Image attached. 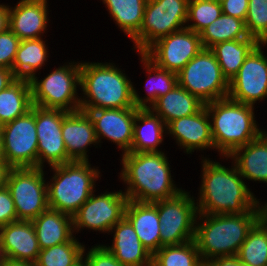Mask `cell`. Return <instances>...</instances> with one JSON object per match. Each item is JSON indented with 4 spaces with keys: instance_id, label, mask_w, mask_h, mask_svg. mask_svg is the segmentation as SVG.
I'll return each instance as SVG.
<instances>
[{
    "instance_id": "1",
    "label": "cell",
    "mask_w": 267,
    "mask_h": 266,
    "mask_svg": "<svg viewBox=\"0 0 267 266\" xmlns=\"http://www.w3.org/2000/svg\"><path fill=\"white\" fill-rule=\"evenodd\" d=\"M203 158L199 198L195 200L198 214H242L263 210L260 199L245 184L233 161V166L226 168L220 162Z\"/></svg>"
},
{
    "instance_id": "2",
    "label": "cell",
    "mask_w": 267,
    "mask_h": 266,
    "mask_svg": "<svg viewBox=\"0 0 267 266\" xmlns=\"http://www.w3.org/2000/svg\"><path fill=\"white\" fill-rule=\"evenodd\" d=\"M120 180L125 185L128 200L156 202L169 199L183 191L178 188L165 152L132 153L121 155Z\"/></svg>"
},
{
    "instance_id": "3",
    "label": "cell",
    "mask_w": 267,
    "mask_h": 266,
    "mask_svg": "<svg viewBox=\"0 0 267 266\" xmlns=\"http://www.w3.org/2000/svg\"><path fill=\"white\" fill-rule=\"evenodd\" d=\"M263 210L242 214H198L194 241L203 263L218 257L237 256L242 243Z\"/></svg>"
},
{
    "instance_id": "4",
    "label": "cell",
    "mask_w": 267,
    "mask_h": 266,
    "mask_svg": "<svg viewBox=\"0 0 267 266\" xmlns=\"http://www.w3.org/2000/svg\"><path fill=\"white\" fill-rule=\"evenodd\" d=\"M114 63H80V110L136 108L133 83Z\"/></svg>"
},
{
    "instance_id": "5",
    "label": "cell",
    "mask_w": 267,
    "mask_h": 266,
    "mask_svg": "<svg viewBox=\"0 0 267 266\" xmlns=\"http://www.w3.org/2000/svg\"><path fill=\"white\" fill-rule=\"evenodd\" d=\"M211 122L215 151L229 156L235 149L258 138L265 130L258 127L254 107L230 98L205 104Z\"/></svg>"
},
{
    "instance_id": "6",
    "label": "cell",
    "mask_w": 267,
    "mask_h": 266,
    "mask_svg": "<svg viewBox=\"0 0 267 266\" xmlns=\"http://www.w3.org/2000/svg\"><path fill=\"white\" fill-rule=\"evenodd\" d=\"M50 168L54 174L47 182L48 207L73 216L97 191L96 181L101 177L99 167H91L89 161H73Z\"/></svg>"
},
{
    "instance_id": "7",
    "label": "cell",
    "mask_w": 267,
    "mask_h": 266,
    "mask_svg": "<svg viewBox=\"0 0 267 266\" xmlns=\"http://www.w3.org/2000/svg\"><path fill=\"white\" fill-rule=\"evenodd\" d=\"M38 78L34 75L30 79L33 105L66 112L80 110V62L64 63L43 80Z\"/></svg>"
},
{
    "instance_id": "8",
    "label": "cell",
    "mask_w": 267,
    "mask_h": 266,
    "mask_svg": "<svg viewBox=\"0 0 267 266\" xmlns=\"http://www.w3.org/2000/svg\"><path fill=\"white\" fill-rule=\"evenodd\" d=\"M189 0H148L133 48L144 53L157 40L186 28Z\"/></svg>"
},
{
    "instance_id": "9",
    "label": "cell",
    "mask_w": 267,
    "mask_h": 266,
    "mask_svg": "<svg viewBox=\"0 0 267 266\" xmlns=\"http://www.w3.org/2000/svg\"><path fill=\"white\" fill-rule=\"evenodd\" d=\"M178 84L203 103L227 98L229 82L223 76L214 53L203 48L177 73Z\"/></svg>"
},
{
    "instance_id": "10",
    "label": "cell",
    "mask_w": 267,
    "mask_h": 266,
    "mask_svg": "<svg viewBox=\"0 0 267 266\" xmlns=\"http://www.w3.org/2000/svg\"><path fill=\"white\" fill-rule=\"evenodd\" d=\"M44 168H9L5 185L13 198L17 221H32L48 207Z\"/></svg>"
},
{
    "instance_id": "11",
    "label": "cell",
    "mask_w": 267,
    "mask_h": 266,
    "mask_svg": "<svg viewBox=\"0 0 267 266\" xmlns=\"http://www.w3.org/2000/svg\"><path fill=\"white\" fill-rule=\"evenodd\" d=\"M161 248L194 240L198 208L190 192L157 201Z\"/></svg>"
},
{
    "instance_id": "12",
    "label": "cell",
    "mask_w": 267,
    "mask_h": 266,
    "mask_svg": "<svg viewBox=\"0 0 267 266\" xmlns=\"http://www.w3.org/2000/svg\"><path fill=\"white\" fill-rule=\"evenodd\" d=\"M4 142L3 162L9 168L38 167V139L35 105L25 115L1 126Z\"/></svg>"
},
{
    "instance_id": "13",
    "label": "cell",
    "mask_w": 267,
    "mask_h": 266,
    "mask_svg": "<svg viewBox=\"0 0 267 266\" xmlns=\"http://www.w3.org/2000/svg\"><path fill=\"white\" fill-rule=\"evenodd\" d=\"M95 192L72 216L75 235L84 228L109 234L111 228L125 216L128 197L122 190L105 191L98 195Z\"/></svg>"
},
{
    "instance_id": "14",
    "label": "cell",
    "mask_w": 267,
    "mask_h": 266,
    "mask_svg": "<svg viewBox=\"0 0 267 266\" xmlns=\"http://www.w3.org/2000/svg\"><path fill=\"white\" fill-rule=\"evenodd\" d=\"M262 49L259 43L229 81L228 98L252 106L267 98V56Z\"/></svg>"
},
{
    "instance_id": "15",
    "label": "cell",
    "mask_w": 267,
    "mask_h": 266,
    "mask_svg": "<svg viewBox=\"0 0 267 266\" xmlns=\"http://www.w3.org/2000/svg\"><path fill=\"white\" fill-rule=\"evenodd\" d=\"M202 49L200 34L184 28L157 40L144 54L160 68L177 74Z\"/></svg>"
},
{
    "instance_id": "16",
    "label": "cell",
    "mask_w": 267,
    "mask_h": 266,
    "mask_svg": "<svg viewBox=\"0 0 267 266\" xmlns=\"http://www.w3.org/2000/svg\"><path fill=\"white\" fill-rule=\"evenodd\" d=\"M63 110L46 109L35 105V124L38 139V167L73 162L67 155L62 137Z\"/></svg>"
},
{
    "instance_id": "17",
    "label": "cell",
    "mask_w": 267,
    "mask_h": 266,
    "mask_svg": "<svg viewBox=\"0 0 267 266\" xmlns=\"http://www.w3.org/2000/svg\"><path fill=\"white\" fill-rule=\"evenodd\" d=\"M139 108L81 110L91 117L98 144L107 139L116 144L122 154L130 152L136 112Z\"/></svg>"
},
{
    "instance_id": "18",
    "label": "cell",
    "mask_w": 267,
    "mask_h": 266,
    "mask_svg": "<svg viewBox=\"0 0 267 266\" xmlns=\"http://www.w3.org/2000/svg\"><path fill=\"white\" fill-rule=\"evenodd\" d=\"M166 129L167 134L176 140V144L185 149L184 153L215 149L206 106L195 114L169 122Z\"/></svg>"
},
{
    "instance_id": "19",
    "label": "cell",
    "mask_w": 267,
    "mask_h": 266,
    "mask_svg": "<svg viewBox=\"0 0 267 266\" xmlns=\"http://www.w3.org/2000/svg\"><path fill=\"white\" fill-rule=\"evenodd\" d=\"M61 131L68 157L72 161L88 162V146L98 145L89 114L81 110L63 111Z\"/></svg>"
},
{
    "instance_id": "20",
    "label": "cell",
    "mask_w": 267,
    "mask_h": 266,
    "mask_svg": "<svg viewBox=\"0 0 267 266\" xmlns=\"http://www.w3.org/2000/svg\"><path fill=\"white\" fill-rule=\"evenodd\" d=\"M47 0H19L9 6V29L22 41L43 38L49 21Z\"/></svg>"
},
{
    "instance_id": "21",
    "label": "cell",
    "mask_w": 267,
    "mask_h": 266,
    "mask_svg": "<svg viewBox=\"0 0 267 266\" xmlns=\"http://www.w3.org/2000/svg\"><path fill=\"white\" fill-rule=\"evenodd\" d=\"M112 245L104 246L125 266H152V254L143 246L130 221L124 216L110 230Z\"/></svg>"
},
{
    "instance_id": "22",
    "label": "cell",
    "mask_w": 267,
    "mask_h": 266,
    "mask_svg": "<svg viewBox=\"0 0 267 266\" xmlns=\"http://www.w3.org/2000/svg\"><path fill=\"white\" fill-rule=\"evenodd\" d=\"M6 258L35 263L41 251L32 221L18 220L0 227Z\"/></svg>"
},
{
    "instance_id": "23",
    "label": "cell",
    "mask_w": 267,
    "mask_h": 266,
    "mask_svg": "<svg viewBox=\"0 0 267 266\" xmlns=\"http://www.w3.org/2000/svg\"><path fill=\"white\" fill-rule=\"evenodd\" d=\"M125 217L130 221L143 246L154 255L161 248L157 201L151 203L128 200Z\"/></svg>"
},
{
    "instance_id": "24",
    "label": "cell",
    "mask_w": 267,
    "mask_h": 266,
    "mask_svg": "<svg viewBox=\"0 0 267 266\" xmlns=\"http://www.w3.org/2000/svg\"><path fill=\"white\" fill-rule=\"evenodd\" d=\"M231 159L240 175L249 181L267 183V131L245 146L235 149Z\"/></svg>"
},
{
    "instance_id": "25",
    "label": "cell",
    "mask_w": 267,
    "mask_h": 266,
    "mask_svg": "<svg viewBox=\"0 0 267 266\" xmlns=\"http://www.w3.org/2000/svg\"><path fill=\"white\" fill-rule=\"evenodd\" d=\"M164 134H167V129L161 117L150 108H139L135 115L130 152H162L158 147L162 144Z\"/></svg>"
},
{
    "instance_id": "26",
    "label": "cell",
    "mask_w": 267,
    "mask_h": 266,
    "mask_svg": "<svg viewBox=\"0 0 267 266\" xmlns=\"http://www.w3.org/2000/svg\"><path fill=\"white\" fill-rule=\"evenodd\" d=\"M32 223L41 250L70 242L75 237L72 216L57 210L48 208Z\"/></svg>"
},
{
    "instance_id": "27",
    "label": "cell",
    "mask_w": 267,
    "mask_h": 266,
    "mask_svg": "<svg viewBox=\"0 0 267 266\" xmlns=\"http://www.w3.org/2000/svg\"><path fill=\"white\" fill-rule=\"evenodd\" d=\"M204 106L205 103L197 96L177 84L166 95L158 98L150 109L167 125L173 120L199 112Z\"/></svg>"
},
{
    "instance_id": "28",
    "label": "cell",
    "mask_w": 267,
    "mask_h": 266,
    "mask_svg": "<svg viewBox=\"0 0 267 266\" xmlns=\"http://www.w3.org/2000/svg\"><path fill=\"white\" fill-rule=\"evenodd\" d=\"M140 62L143 64L145 73L149 78L145 86L147 95L143 98L138 94L136 87H133V100L136 108H150L158 98L170 92L178 84L177 74L166 69L160 68L152 62L144 53H139ZM153 73V74H152Z\"/></svg>"
},
{
    "instance_id": "29",
    "label": "cell",
    "mask_w": 267,
    "mask_h": 266,
    "mask_svg": "<svg viewBox=\"0 0 267 266\" xmlns=\"http://www.w3.org/2000/svg\"><path fill=\"white\" fill-rule=\"evenodd\" d=\"M32 105L30 80L17 78L0 92V126L25 115Z\"/></svg>"
},
{
    "instance_id": "30",
    "label": "cell",
    "mask_w": 267,
    "mask_h": 266,
    "mask_svg": "<svg viewBox=\"0 0 267 266\" xmlns=\"http://www.w3.org/2000/svg\"><path fill=\"white\" fill-rule=\"evenodd\" d=\"M258 44L255 38L250 37L220 42L210 48L228 82L238 73L246 57Z\"/></svg>"
},
{
    "instance_id": "31",
    "label": "cell",
    "mask_w": 267,
    "mask_h": 266,
    "mask_svg": "<svg viewBox=\"0 0 267 266\" xmlns=\"http://www.w3.org/2000/svg\"><path fill=\"white\" fill-rule=\"evenodd\" d=\"M42 38L22 40L16 52L12 72L16 78L31 79L48 60L49 51Z\"/></svg>"
},
{
    "instance_id": "32",
    "label": "cell",
    "mask_w": 267,
    "mask_h": 266,
    "mask_svg": "<svg viewBox=\"0 0 267 266\" xmlns=\"http://www.w3.org/2000/svg\"><path fill=\"white\" fill-rule=\"evenodd\" d=\"M148 0H102L116 25L133 39L140 31Z\"/></svg>"
},
{
    "instance_id": "33",
    "label": "cell",
    "mask_w": 267,
    "mask_h": 266,
    "mask_svg": "<svg viewBox=\"0 0 267 266\" xmlns=\"http://www.w3.org/2000/svg\"><path fill=\"white\" fill-rule=\"evenodd\" d=\"M199 34L206 49L220 42L250 38L244 20L223 13Z\"/></svg>"
},
{
    "instance_id": "34",
    "label": "cell",
    "mask_w": 267,
    "mask_h": 266,
    "mask_svg": "<svg viewBox=\"0 0 267 266\" xmlns=\"http://www.w3.org/2000/svg\"><path fill=\"white\" fill-rule=\"evenodd\" d=\"M237 257L250 266H267V219L264 216L248 232Z\"/></svg>"
},
{
    "instance_id": "35",
    "label": "cell",
    "mask_w": 267,
    "mask_h": 266,
    "mask_svg": "<svg viewBox=\"0 0 267 266\" xmlns=\"http://www.w3.org/2000/svg\"><path fill=\"white\" fill-rule=\"evenodd\" d=\"M152 266H204L194 240L163 246L152 256Z\"/></svg>"
},
{
    "instance_id": "36",
    "label": "cell",
    "mask_w": 267,
    "mask_h": 266,
    "mask_svg": "<svg viewBox=\"0 0 267 266\" xmlns=\"http://www.w3.org/2000/svg\"><path fill=\"white\" fill-rule=\"evenodd\" d=\"M85 244L74 237L70 242L42 249L34 266H72L83 257Z\"/></svg>"
},
{
    "instance_id": "37",
    "label": "cell",
    "mask_w": 267,
    "mask_h": 266,
    "mask_svg": "<svg viewBox=\"0 0 267 266\" xmlns=\"http://www.w3.org/2000/svg\"><path fill=\"white\" fill-rule=\"evenodd\" d=\"M221 14L222 5L220 3L213 0H189L186 28L200 33Z\"/></svg>"
},
{
    "instance_id": "38",
    "label": "cell",
    "mask_w": 267,
    "mask_h": 266,
    "mask_svg": "<svg viewBox=\"0 0 267 266\" xmlns=\"http://www.w3.org/2000/svg\"><path fill=\"white\" fill-rule=\"evenodd\" d=\"M245 27L259 43L267 41V0H249Z\"/></svg>"
},
{
    "instance_id": "39",
    "label": "cell",
    "mask_w": 267,
    "mask_h": 266,
    "mask_svg": "<svg viewBox=\"0 0 267 266\" xmlns=\"http://www.w3.org/2000/svg\"><path fill=\"white\" fill-rule=\"evenodd\" d=\"M21 40L8 28L0 33V67L12 69Z\"/></svg>"
},
{
    "instance_id": "40",
    "label": "cell",
    "mask_w": 267,
    "mask_h": 266,
    "mask_svg": "<svg viewBox=\"0 0 267 266\" xmlns=\"http://www.w3.org/2000/svg\"><path fill=\"white\" fill-rule=\"evenodd\" d=\"M84 249L83 256L85 257L88 266H125L121 264L114 255L102 244L95 245L88 249L86 255Z\"/></svg>"
},
{
    "instance_id": "41",
    "label": "cell",
    "mask_w": 267,
    "mask_h": 266,
    "mask_svg": "<svg viewBox=\"0 0 267 266\" xmlns=\"http://www.w3.org/2000/svg\"><path fill=\"white\" fill-rule=\"evenodd\" d=\"M17 221V213L11 194L4 185L0 188V227Z\"/></svg>"
},
{
    "instance_id": "42",
    "label": "cell",
    "mask_w": 267,
    "mask_h": 266,
    "mask_svg": "<svg viewBox=\"0 0 267 266\" xmlns=\"http://www.w3.org/2000/svg\"><path fill=\"white\" fill-rule=\"evenodd\" d=\"M249 0H224L222 5V13L244 20L247 17Z\"/></svg>"
},
{
    "instance_id": "43",
    "label": "cell",
    "mask_w": 267,
    "mask_h": 266,
    "mask_svg": "<svg viewBox=\"0 0 267 266\" xmlns=\"http://www.w3.org/2000/svg\"><path fill=\"white\" fill-rule=\"evenodd\" d=\"M204 266H240L237 256L218 257L204 263Z\"/></svg>"
},
{
    "instance_id": "44",
    "label": "cell",
    "mask_w": 267,
    "mask_h": 266,
    "mask_svg": "<svg viewBox=\"0 0 267 266\" xmlns=\"http://www.w3.org/2000/svg\"><path fill=\"white\" fill-rule=\"evenodd\" d=\"M17 78L14 76L12 69L0 67V92L6 89Z\"/></svg>"
},
{
    "instance_id": "45",
    "label": "cell",
    "mask_w": 267,
    "mask_h": 266,
    "mask_svg": "<svg viewBox=\"0 0 267 266\" xmlns=\"http://www.w3.org/2000/svg\"><path fill=\"white\" fill-rule=\"evenodd\" d=\"M9 28V6L0 4V33Z\"/></svg>"
},
{
    "instance_id": "46",
    "label": "cell",
    "mask_w": 267,
    "mask_h": 266,
    "mask_svg": "<svg viewBox=\"0 0 267 266\" xmlns=\"http://www.w3.org/2000/svg\"><path fill=\"white\" fill-rule=\"evenodd\" d=\"M4 266H34V264L28 261L6 258Z\"/></svg>"
},
{
    "instance_id": "47",
    "label": "cell",
    "mask_w": 267,
    "mask_h": 266,
    "mask_svg": "<svg viewBox=\"0 0 267 266\" xmlns=\"http://www.w3.org/2000/svg\"><path fill=\"white\" fill-rule=\"evenodd\" d=\"M8 170L9 167L4 162L0 161V188L5 185Z\"/></svg>"
},
{
    "instance_id": "48",
    "label": "cell",
    "mask_w": 267,
    "mask_h": 266,
    "mask_svg": "<svg viewBox=\"0 0 267 266\" xmlns=\"http://www.w3.org/2000/svg\"><path fill=\"white\" fill-rule=\"evenodd\" d=\"M4 159V142H3V133L0 126V161L3 162Z\"/></svg>"
},
{
    "instance_id": "49",
    "label": "cell",
    "mask_w": 267,
    "mask_h": 266,
    "mask_svg": "<svg viewBox=\"0 0 267 266\" xmlns=\"http://www.w3.org/2000/svg\"><path fill=\"white\" fill-rule=\"evenodd\" d=\"M72 266H88V263H87L85 257L83 256L78 262H76Z\"/></svg>"
},
{
    "instance_id": "50",
    "label": "cell",
    "mask_w": 267,
    "mask_h": 266,
    "mask_svg": "<svg viewBox=\"0 0 267 266\" xmlns=\"http://www.w3.org/2000/svg\"><path fill=\"white\" fill-rule=\"evenodd\" d=\"M5 259H6V256L4 254L3 246H2V243H1V240H0V263H4Z\"/></svg>"
},
{
    "instance_id": "51",
    "label": "cell",
    "mask_w": 267,
    "mask_h": 266,
    "mask_svg": "<svg viewBox=\"0 0 267 266\" xmlns=\"http://www.w3.org/2000/svg\"><path fill=\"white\" fill-rule=\"evenodd\" d=\"M263 208V216L267 219V202L262 205Z\"/></svg>"
},
{
    "instance_id": "52",
    "label": "cell",
    "mask_w": 267,
    "mask_h": 266,
    "mask_svg": "<svg viewBox=\"0 0 267 266\" xmlns=\"http://www.w3.org/2000/svg\"><path fill=\"white\" fill-rule=\"evenodd\" d=\"M260 44L265 47L267 45V41H263Z\"/></svg>"
},
{
    "instance_id": "53",
    "label": "cell",
    "mask_w": 267,
    "mask_h": 266,
    "mask_svg": "<svg viewBox=\"0 0 267 266\" xmlns=\"http://www.w3.org/2000/svg\"><path fill=\"white\" fill-rule=\"evenodd\" d=\"M213 1L221 4L224 0H213Z\"/></svg>"
},
{
    "instance_id": "54",
    "label": "cell",
    "mask_w": 267,
    "mask_h": 266,
    "mask_svg": "<svg viewBox=\"0 0 267 266\" xmlns=\"http://www.w3.org/2000/svg\"><path fill=\"white\" fill-rule=\"evenodd\" d=\"M240 266H250V265H247V264H244V263L240 262Z\"/></svg>"
}]
</instances>
